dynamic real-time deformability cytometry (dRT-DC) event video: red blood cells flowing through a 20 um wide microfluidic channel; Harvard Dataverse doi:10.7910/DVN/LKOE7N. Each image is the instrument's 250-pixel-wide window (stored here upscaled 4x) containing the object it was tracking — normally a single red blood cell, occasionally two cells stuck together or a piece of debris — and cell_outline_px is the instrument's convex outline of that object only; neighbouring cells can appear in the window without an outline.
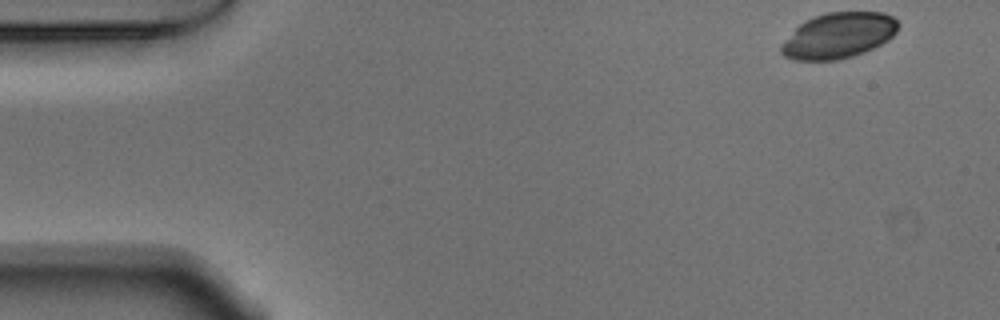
{"species": "Egyptian fruit bat (a non-hibernating species)", "species_latin": "Rousettus aegyptiacus", "temperature_condition": "warm", "stored_images_in_passage": 51, "camera_frame_rate_fps": 3000, "um_per_image_px": 0.085, "animal": {"sex": "male"}, "frame": {"image": 1, "passage_image": 1, "time_ms": 0.0, "image_size_px": [1000, 320], "cell_outline_px": [[900, 24], [896, 32], [888, 40], [864, 52], [852, 56], [836, 60], [792, 60], [784, 56], [780, 52], [780, 48], [796, 28], [804, 20], [828, 12], [884, 12], [892, 16]], "centroid_in_image_um": [71.3, 3.01], "position_along_channel_um": 13.7, "area_um2": 30.87}}
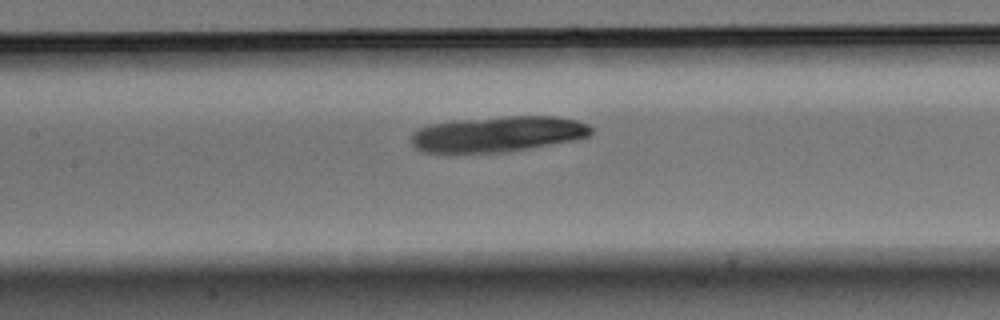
{"frame": {"image": 2, "passage_image": 22, "time_ms": 7.0, "image_size_px": [1000, 320], "cell_outline_px": [[592, 132], [588, 136], [576, 140], [504, 152], [424, 152], [416, 148], [412, 144], [412, 132], [416, 128], [432, 124], [456, 120], [508, 116], [556, 116], [576, 120], [588, 124], [592, 128]], "centroid_in_image_um": [42.32, 11.38], "position_along_channel_um": 165.1, "area_um2": 37.22}}
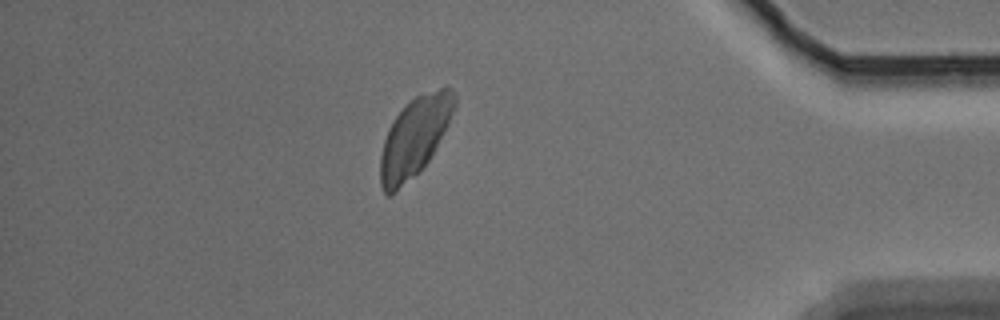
{"frame": {"image": 3, "passage_image": 44, "time_ms": 14.333, "image_size_px": [1000, 320], "cell_outline_px": [[456, 104], [448, 124], [428, 160], [412, 176], [388, 196], [384, 192], [380, 184], [380, 156], [384, 140], [388, 128], [396, 116], [416, 96], [440, 88], [452, 88], [456, 96]], "centroid_in_image_um": [35.23, 11.61], "position_along_channel_um": 400.0, "area_um2": 33.06}}